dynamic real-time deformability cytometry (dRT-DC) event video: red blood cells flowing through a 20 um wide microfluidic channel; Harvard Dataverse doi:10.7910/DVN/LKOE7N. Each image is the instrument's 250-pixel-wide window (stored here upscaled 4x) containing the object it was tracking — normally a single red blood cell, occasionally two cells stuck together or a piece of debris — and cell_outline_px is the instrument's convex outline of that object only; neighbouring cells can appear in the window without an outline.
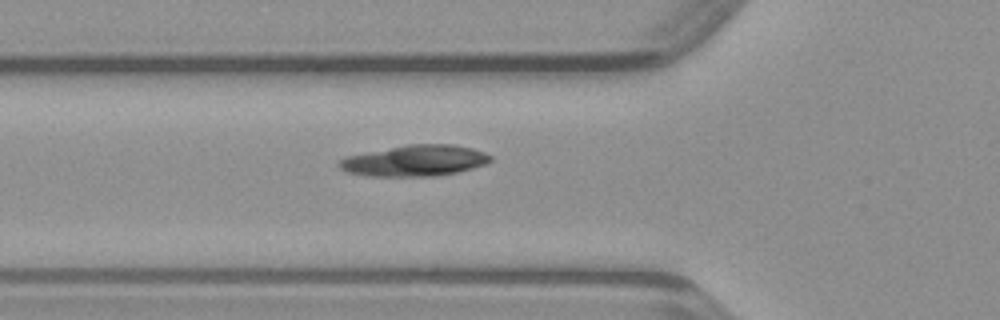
{"species": "common noctule bat (a hibernating species)", "species_latin": "Nyctalus noctula", "temperature_condition": "warm", "stored_images_in_passage": 47, "camera_frame_rate_fps": 3000, "um_per_image_px": 0.085, "animal": {"sex": "male", "body_mass_g": 23.1, "forearm_length_mm": 52.7}, "frame": {"image": 1, "passage_image": 16, "time_ms": 5.0, "image_size_px": [1000, 320], "cell_outline_px": [[492, 160], [488, 164], [456, 172], [436, 176], [368, 176], [348, 172], [340, 168], [336, 164], [340, 160], [348, 156], [408, 144], [448, 144], [472, 148], [484, 152], [492, 156]], "centroid_in_image_um": [35.29, 13.66], "position_along_channel_um": 90.5, "area_um2": 27.22}}
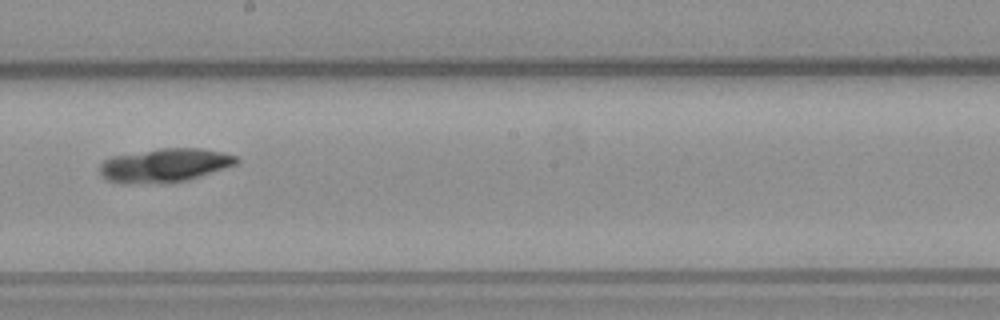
{"frame": {"image": 2, "passage_image": 26, "time_ms": 8.333, "image_size_px": [1000, 320], "cell_outline_px": [[240, 160], [236, 164], [188, 180], [168, 184], [124, 184], [108, 180], [100, 176], [100, 164], [104, 160], [112, 156], [160, 148], [200, 148], [224, 152], [236, 156]], "centroid_in_image_um": [13.97, 14.07], "position_along_channel_um": 234.2, "area_um2": 27.22}}
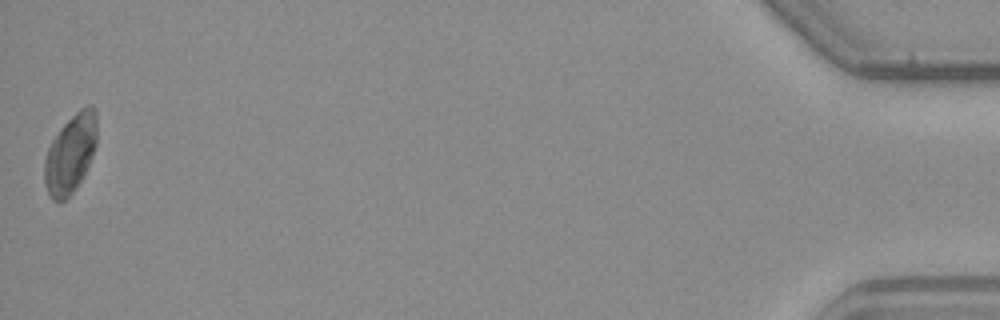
{"frame": {"image": 3, "passage_image": 47, "time_ms": 15.333, "image_size_px": [1000, 320], "cell_outline_px": [[96, 144], [92, 156], [84, 176], [76, 188], [60, 204], [52, 200], [44, 184], [44, 160], [48, 148], [52, 140], [60, 128], [80, 108], [88, 104], [92, 104], [96, 108]], "centroid_in_image_um": [5.99, 13.07], "position_along_channel_um": 429.2, "area_um2": 24.28}}